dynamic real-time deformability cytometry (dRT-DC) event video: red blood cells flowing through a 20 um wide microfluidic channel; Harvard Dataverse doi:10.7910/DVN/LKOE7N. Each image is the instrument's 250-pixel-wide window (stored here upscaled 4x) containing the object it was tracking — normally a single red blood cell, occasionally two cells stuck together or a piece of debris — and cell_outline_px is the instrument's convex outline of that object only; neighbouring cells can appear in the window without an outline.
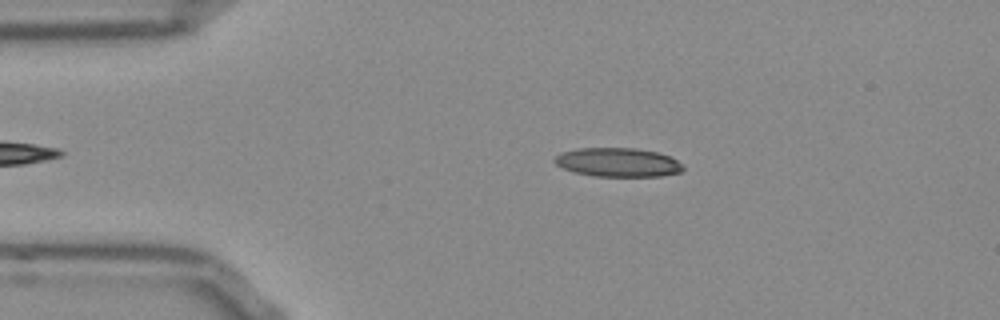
{"species": "Egyptian fruit bat (a non-hibernating species)", "species_latin": "Rousettus aegyptiacus", "temperature_condition": "room temperature", "stored_images_in_passage": 39, "camera_frame_rate_fps": 3000, "um_per_image_px": 0.085, "frame": {"image": 1, "passage_image": 3, "time_ms": 0.667, "image_size_px": [1000, 320], "cell_outline_px": [[684, 168], [680, 172], [660, 176], [592, 176], [576, 172], [564, 168], [556, 164], [552, 160], [560, 152], [576, 148], [636, 148], [656, 152], [668, 156], [676, 160]], "centroid_in_image_um": [52.48, 13.79], "position_along_channel_um": 32.5, "area_um2": 21.5}}
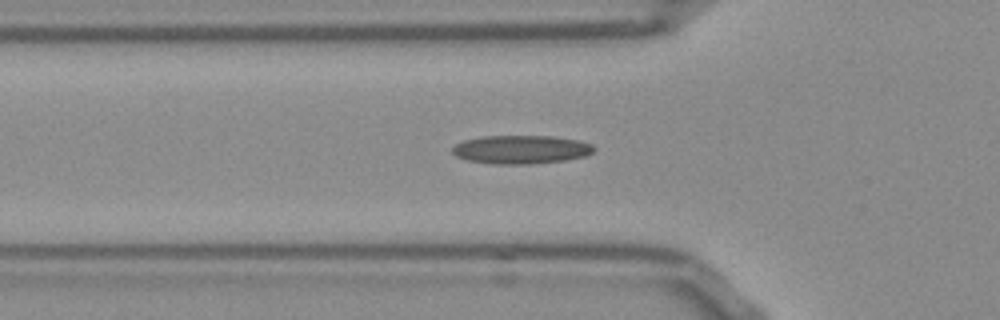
{"frame": {"image": 2, "passage_image": 10, "time_ms": 3.0, "image_size_px": [1000, 320], "cell_outline_px": [[596, 148], [592, 152], [584, 156], [564, 160], [532, 164], [492, 164], [468, 160], [456, 156], [452, 152], [452, 148], [456, 144], [464, 140], [484, 136], [552, 136], [580, 140], [592, 144]], "centroid_in_image_um": [44.3, 12.7], "position_along_channel_um": 81.5, "area_um2": 23.52}}
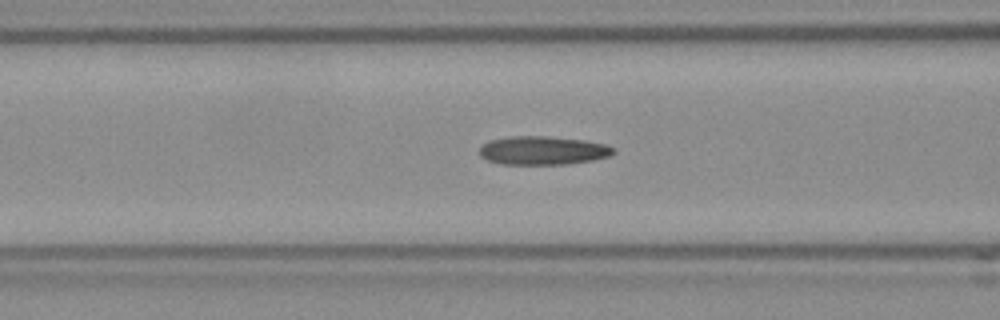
{"frame": {"image": 3, "passage_image": 13, "time_ms": 4.0, "image_size_px": [1000, 320], "cell_outline_px": [[616, 152], [608, 156], [592, 160], [564, 164], [500, 164], [488, 160], [480, 156], [480, 148], [488, 140], [508, 136], [544, 136], [584, 140], [604, 144], [612, 148]], "centroid_in_image_um": [46.1, 12.78], "position_along_channel_um": 120.5, "area_um2": 22.14}, "authors_computed_cell_mechanics": {"area_um2": 21.5016, "velocity_mm_per_s": 3.7988, "shape_relaxation_time_tau1_ms": null, "shape_relaxation_time_tau2_ms": 4.45, "deformation_change_tau1": null, "deformation_change_tau2": 0.1309}}